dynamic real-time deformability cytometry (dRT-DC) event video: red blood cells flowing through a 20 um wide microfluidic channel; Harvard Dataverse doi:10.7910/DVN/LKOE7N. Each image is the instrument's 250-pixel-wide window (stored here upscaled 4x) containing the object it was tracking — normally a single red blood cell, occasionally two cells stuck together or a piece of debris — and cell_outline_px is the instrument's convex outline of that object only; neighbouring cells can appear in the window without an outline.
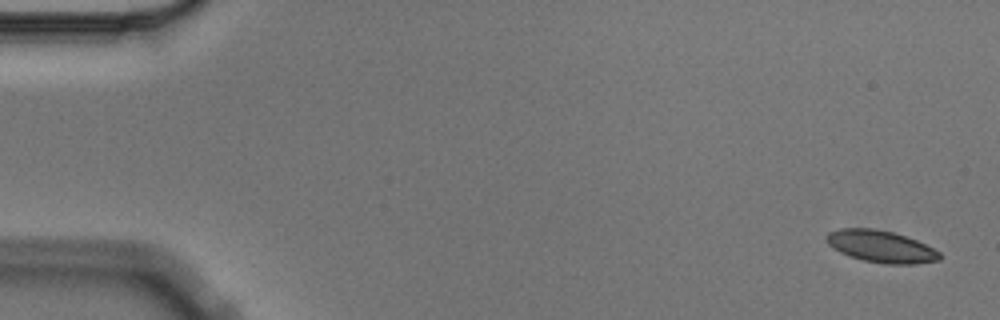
{"species": "Egyptian fruit bat (a non-hibernating species)", "species_latin": "Rousettus aegyptiacus", "temperature_condition": "cold", "stored_images_in_passage": 4, "camera_frame_rate_fps": 3000, "um_per_image_px": 0.085, "animal": {"sex": "male"}, "frame": {"image": 1, "passage_image": 1, "time_ms": 0.0, "image_size_px": [1000, 320], "cell_outline_px": [[940, 260], [916, 264], [884, 264], [864, 260], [848, 256], [832, 248], [828, 244], [824, 236], [828, 232], [840, 228], [872, 228], [892, 232], [916, 240], [940, 252]], "centroid_in_image_um": [74.84, 20.95], "position_along_channel_um": 10.2, "area_um2": 21.1}}
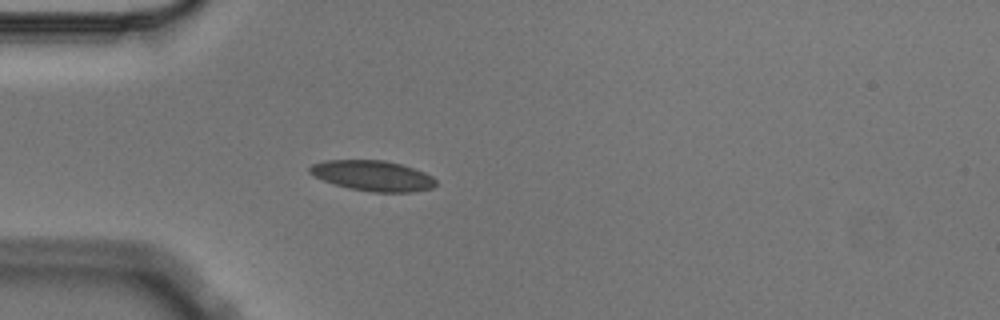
{"frame": {"image": 2, "passage_image": 4, "time_ms": 1.0, "image_size_px": [1000, 320], "cell_outline_px": [[436, 184], [432, 188], [412, 192], [372, 192], [348, 188], [312, 176], [308, 172], [308, 168], [312, 164], [324, 160], [384, 160], [400, 164], [424, 172], [432, 176], [436, 180]], "centroid_in_image_um": [31.66, 14.93], "position_along_channel_um": 53.3, "area_um2": 22.37}}